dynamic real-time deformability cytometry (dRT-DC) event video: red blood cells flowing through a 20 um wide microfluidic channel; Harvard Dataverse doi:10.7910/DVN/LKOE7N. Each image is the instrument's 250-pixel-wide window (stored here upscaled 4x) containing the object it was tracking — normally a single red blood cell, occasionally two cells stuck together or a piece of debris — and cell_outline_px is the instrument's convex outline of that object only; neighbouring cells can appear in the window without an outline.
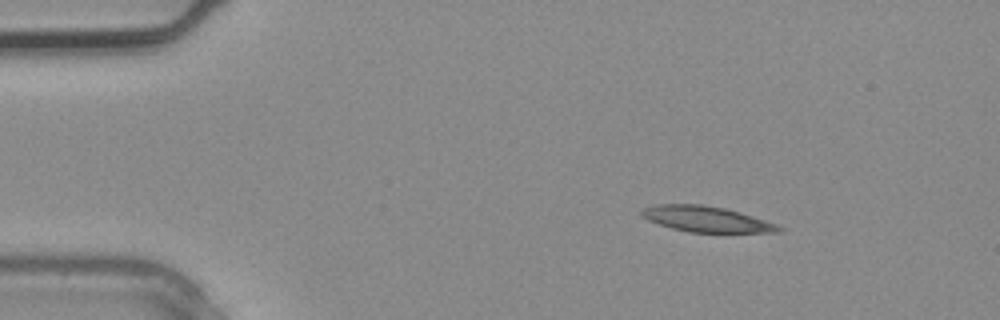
{"species": "common noctule bat (a hibernating species)", "species_latin": "Nyctalus noctula", "temperature_condition": "warm", "stored_images_in_passage": 2, "camera_frame_rate_fps": 3000, "um_per_image_px": 0.085, "animal": {"sex": "male", "body_mass_g": 20.4}, "frame": {"image": 1, "passage_image": 1, "time_ms": 0.0, "image_size_px": [1000, 320], "cell_outline_px": [[784, 228], [780, 232], [688, 232], [672, 228], [648, 220], [640, 216], [640, 208], [652, 204], [704, 204], [724, 208], [740, 212], [776, 224]], "centroid_in_image_um": [59.97, 18.61], "position_along_channel_um": 25.0, "area_um2": 20.58}}